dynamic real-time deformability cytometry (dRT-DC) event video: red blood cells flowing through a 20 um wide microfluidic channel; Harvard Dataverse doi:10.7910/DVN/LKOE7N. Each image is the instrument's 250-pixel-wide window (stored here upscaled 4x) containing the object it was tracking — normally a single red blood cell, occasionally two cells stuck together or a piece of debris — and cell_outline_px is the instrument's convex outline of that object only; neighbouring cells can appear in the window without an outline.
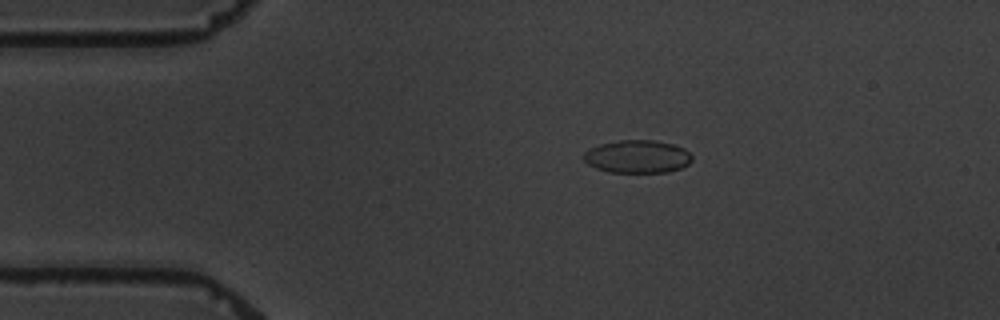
{"species": "common noctule bat (a hibernating species)", "species_latin": "Nyctalus noctula", "temperature_condition": "warm", "stored_images_in_passage": 13, "camera_frame_rate_fps": 3000, "um_per_image_px": 0.085, "animal": {"sex": "male", "body_mass_g": 19.5, "forearm_length_mm": 54.6}, "frame": {"image": 1, "passage_image": 1, "time_ms": 0.0, "image_size_px": [1000, 320], "cell_outline_px": [[692, 160], [688, 164], [680, 168], [668, 172], [608, 172], [596, 168], [588, 164], [584, 160], [584, 152], [588, 148], [600, 144], [620, 140], [652, 140], [672, 144], [684, 148], [692, 156]], "centroid_in_image_um": [54.16, 13.31], "position_along_channel_um": 30.8, "area_um2": 20.75}}
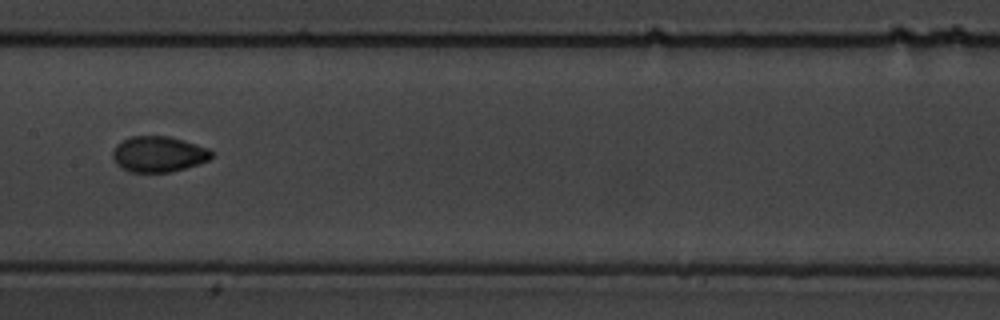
{"frame": {"image": 2, "passage_image": 6, "time_ms": 6.0, "image_size_px": [1000, 320], "cell_outline_px": [[212, 156], [208, 160], [184, 168], [168, 172], [128, 172], [116, 164], [112, 156], [112, 152], [116, 144], [132, 136], [168, 136], [184, 140], [208, 148], [212, 152]], "centroid_in_image_um": [13.44, 13.1], "position_along_channel_um": 194.0, "area_um2": 20.46}}
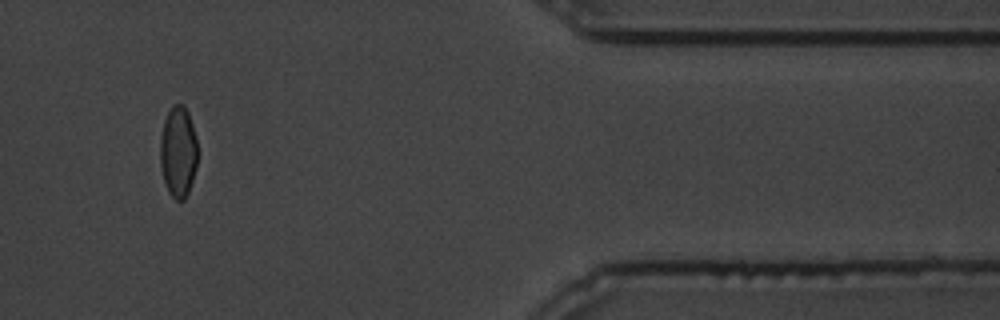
{"frame": {"image": 3, "passage_image": 11, "time_ms": 13.0, "image_size_px": [1000, 320], "cell_outline_px": [[196, 168], [188, 192], [184, 200], [176, 200], [168, 192], [164, 184], [160, 164], [160, 140], [164, 120], [168, 112], [176, 104], [184, 104], [188, 112], [192, 124], [196, 140]], "centroid_in_image_um": [15.13, 12.92], "position_along_channel_um": 396.3, "area_um2": 19.71}, "authors_computed_cell_mechanics": {"area_um2": 20.0566, "velocity_mm_per_s": 3.4085, "shape_relaxation_time_tau1_ms": 5.0881, "shape_relaxation_time_tau2_ms": null, "deformation_change_tau1": 0.1236, "deformation_change_tau2": null}}